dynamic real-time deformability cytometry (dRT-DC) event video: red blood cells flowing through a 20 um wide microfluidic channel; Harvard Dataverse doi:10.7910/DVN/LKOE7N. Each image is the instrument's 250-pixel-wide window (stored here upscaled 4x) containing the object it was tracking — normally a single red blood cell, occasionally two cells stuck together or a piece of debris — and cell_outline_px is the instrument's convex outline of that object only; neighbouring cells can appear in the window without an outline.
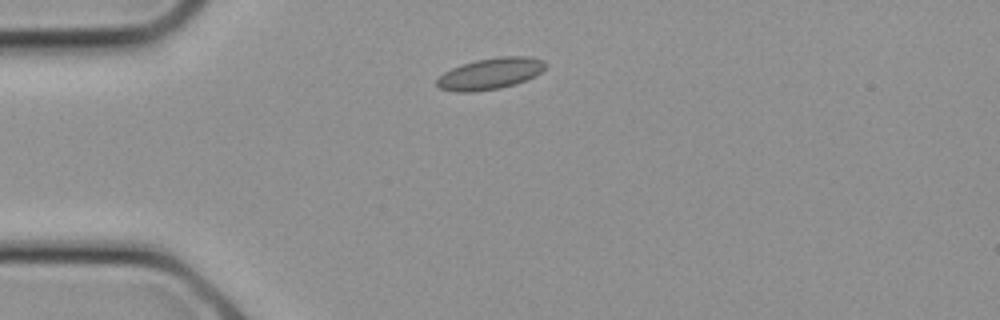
{"species": "common noctule bat (a hibernating species)", "species_latin": "Nyctalus noctula", "temperature_condition": "cold", "stored_images_in_passage": 7, "camera_frame_rate_fps": 3000, "um_per_image_px": 0.085, "animal": {"sex": "female", "body_mass_g": 21.9}, "frame": {"image": 1, "passage_image": 1, "time_ms": 0.0, "image_size_px": [1000, 320], "cell_outline_px": [[548, 64], [536, 76], [516, 84], [500, 88], [472, 92], [456, 92], [440, 88], [436, 84], [436, 80], [444, 72], [452, 68], [476, 60], [500, 56], [528, 56], [544, 60]], "centroid_in_image_um": [41.7, 6.26], "position_along_channel_um": 43.3, "area_um2": 19.88}}
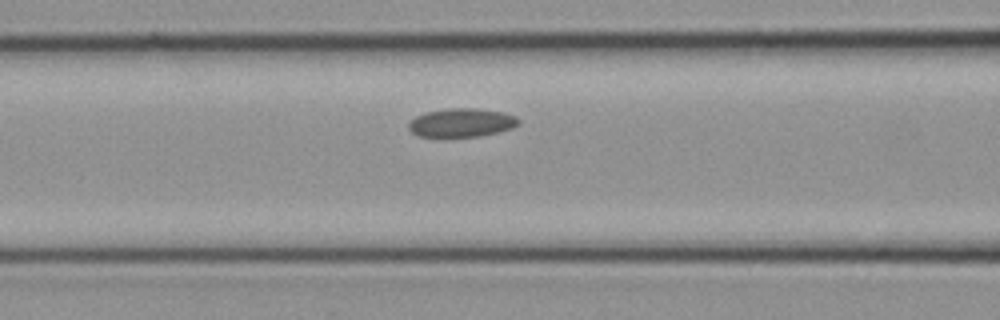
{"frame": {"image": 2, "passage_image": 5, "time_ms": 1.333, "image_size_px": [1000, 320], "cell_outline_px": [[520, 124], [512, 128], [500, 132], [480, 136], [448, 140], [440, 140], [420, 136], [412, 132], [408, 128], [408, 124], [416, 116], [428, 112], [448, 108], [476, 108], [504, 112], [516, 116], [520, 120]], "centroid_in_image_um": [39.23, 10.48], "position_along_channel_um": 127.4, "area_um2": 19.25}}
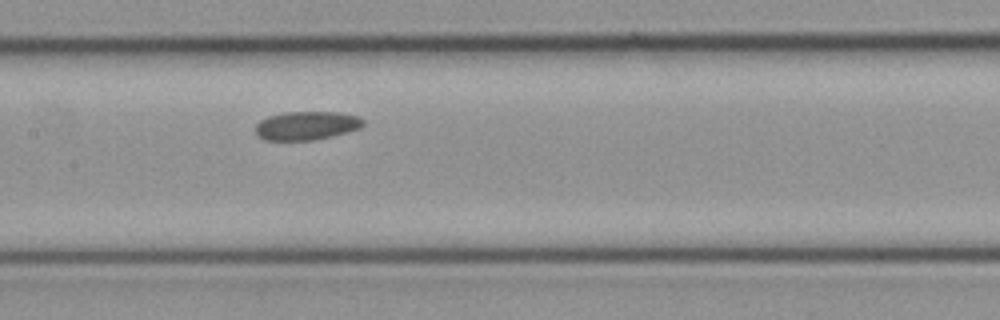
{"frame": {"image": 3, "passage_image": 7, "time_ms": 2.0, "image_size_px": [1000, 320], "cell_outline_px": [[364, 124], [360, 128], [348, 132], [332, 136], [312, 140], [264, 140], [256, 136], [256, 124], [260, 120], [268, 116], [284, 112], [336, 112], [360, 116], [364, 120]], "centroid_in_image_um": [26.05, 10.67], "position_along_channel_um": 181.3, "area_um2": 18.09}}